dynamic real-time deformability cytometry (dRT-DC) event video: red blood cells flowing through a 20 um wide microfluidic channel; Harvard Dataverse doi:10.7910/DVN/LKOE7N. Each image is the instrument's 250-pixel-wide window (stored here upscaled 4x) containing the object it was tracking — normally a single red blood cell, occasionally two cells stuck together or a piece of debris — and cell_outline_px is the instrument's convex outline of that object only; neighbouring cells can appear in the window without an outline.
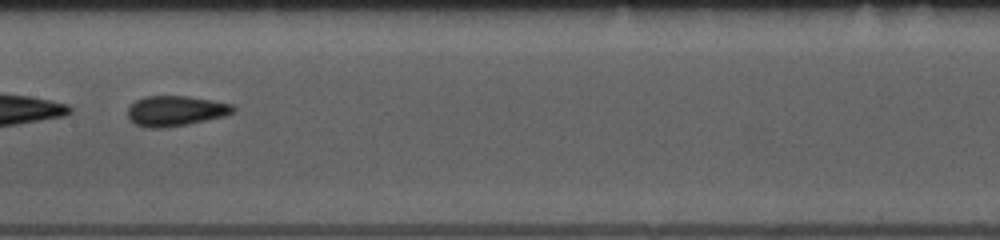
{"species": "common noctule bat (a hibernating species)", "species_latin": "Nyctalus noctula", "temperature_condition": "room temperature", "stored_images_in_passage": 51, "segment_of_instrument_passage": [2, 2], "camera_frame_rate_fps": 3000, "um_per_image_px": 0.085, "animal": {"sex": "female", "body_mass_g": 10.0, "forearm_length_mm": 53.1}, "frame": {"image": 1, "passage_image": 26, "time_ms": 8.333, "image_size_px": [1000, 240], "cell_outline_px": [[236, 112], [224, 116], [188, 124], [160, 128], [148, 128], [136, 124], [128, 116], [128, 108], [136, 100], [144, 96], [188, 96], [212, 100], [232, 104], [236, 108]], "centroid_in_image_um": [14.95, 9.42], "position_along_channel_um": 192.4, "area_um2": 18.55}}
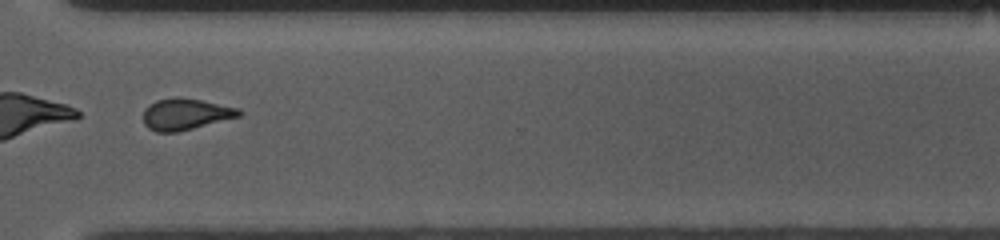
{"frame": {"image": 2, "passage_image": 39, "time_ms": 12.667, "image_size_px": [1000, 240], "cell_outline_px": [[244, 112], [240, 116], [176, 132], [156, 132], [148, 128], [144, 124], [144, 108], [148, 104], [156, 100], [200, 100], [240, 108]], "centroid_in_image_um": [15.78, 9.74], "position_along_channel_um": 354.8, "area_um2": 16.88}}